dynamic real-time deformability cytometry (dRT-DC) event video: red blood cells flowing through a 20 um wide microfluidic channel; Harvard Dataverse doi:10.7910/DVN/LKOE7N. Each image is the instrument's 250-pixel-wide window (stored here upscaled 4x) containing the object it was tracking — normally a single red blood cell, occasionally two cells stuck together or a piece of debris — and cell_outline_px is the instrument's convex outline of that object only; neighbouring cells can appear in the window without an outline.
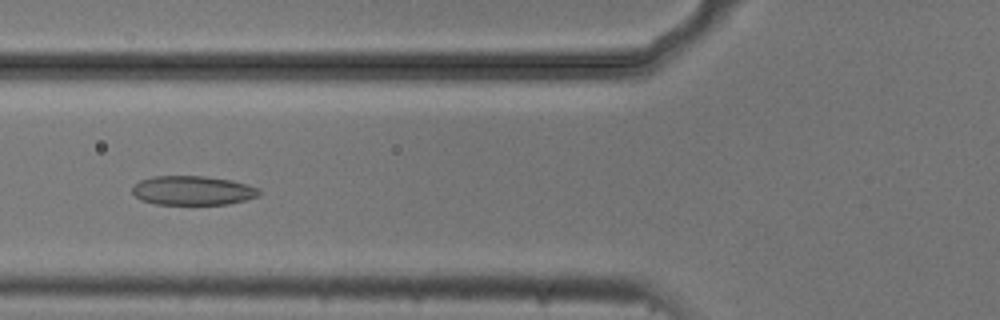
{"species": "common noctule bat (a hibernating species)", "species_latin": "Nyctalus noctula", "temperature_condition": "cold", "stored_images_in_passage": 55, "camera_frame_rate_fps": 3000, "um_per_image_px": 0.085, "animal": {"sex": "male", "body_mass_g": 20.5, "forearm_length_mm": 52.5}, "frame": {"image": 1, "passage_image": 21, "time_ms": 6.667, "image_size_px": [1000, 320], "cell_outline_px": [[260, 196], [228, 204], [156, 204], [140, 200], [132, 192], [132, 184], [140, 180], [152, 176], [204, 176], [232, 180], [248, 184], [260, 188]], "centroid_in_image_um": [16.38, 16.18], "position_along_channel_um": 109.4, "area_um2": 21.79}}
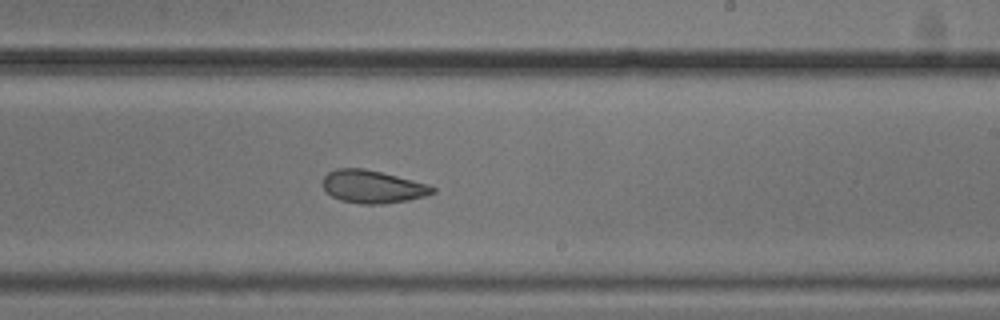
{"frame": {"image": 2, "passage_image": 33, "time_ms": 10.667, "image_size_px": [1000, 320], "cell_outline_px": [[436, 192], [424, 196], [408, 200], [380, 204], [360, 204], [340, 200], [332, 196], [324, 188], [324, 176], [328, 172], [336, 168], [364, 168], [428, 184], [436, 188]], "centroid_in_image_um": [31.67, 15.87], "position_along_channel_um": 257.3, "area_um2": 20.81}}
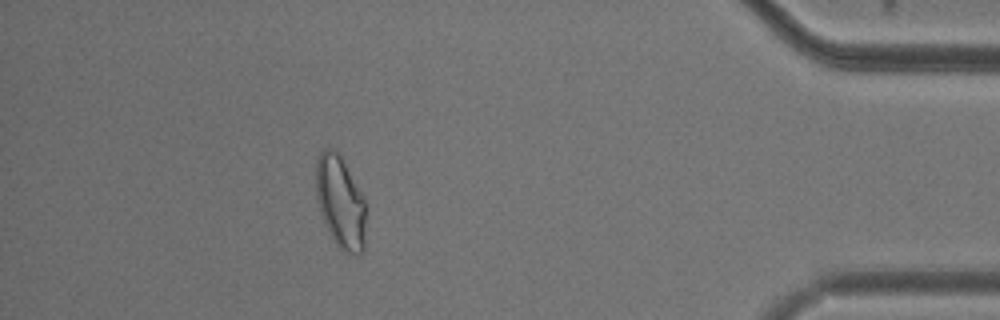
{"frame": {"image": 3, "passage_image": 49, "time_ms": 16.0, "image_size_px": [1000, 320], "cell_outline_px": [[364, 252], [356, 256], [340, 252], [320, 212], [316, 196], [316, 160], [320, 152], [324, 148], [332, 148], [340, 152], [364, 200]], "centroid_in_image_um": [28.92, 17.18], "position_along_channel_um": 406.3, "area_um2": 26.88}, "authors_computed_cell_mechanics": {"area_um2": 24.5072, "velocity_mm_per_s": 3.6919, "shape_relaxation_time_tau1_ms": 8.6651, "shape_relaxation_time_tau2_ms": 3.0368, "deformation_change_tau1": 0.1442, "deformation_change_tau2": 0.0952}}